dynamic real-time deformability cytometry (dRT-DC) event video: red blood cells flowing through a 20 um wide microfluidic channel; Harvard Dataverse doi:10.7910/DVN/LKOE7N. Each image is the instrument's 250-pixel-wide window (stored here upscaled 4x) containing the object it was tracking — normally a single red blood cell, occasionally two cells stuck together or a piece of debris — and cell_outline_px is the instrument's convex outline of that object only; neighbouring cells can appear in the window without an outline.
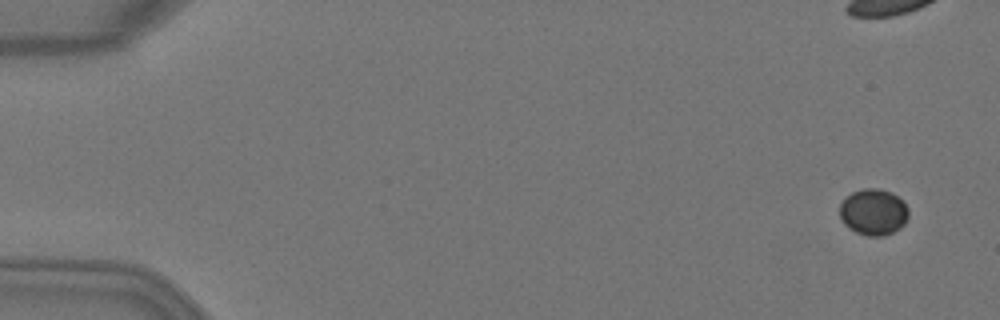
{"species": "Egyptian fruit bat (a non-hibernating species)", "species_latin": "Rousettus aegyptiacus", "temperature_condition": "warm", "stored_images_in_passage": 6, "camera_frame_rate_fps": 3000, "um_per_image_px": 0.085, "animal": {"sex": "female"}, "frame": {"image": 1, "passage_image": 1, "time_ms": 0.0, "image_size_px": [1000, 320], "cell_outline_px": [[908, 216], [904, 224], [900, 228], [884, 236], [868, 236], [856, 232], [848, 228], [840, 220], [840, 204], [852, 192], [864, 188], [880, 188], [892, 192], [904, 200], [908, 208]], "centroid_in_image_um": [74.26, 18.01], "position_along_channel_um": 10.7, "area_um2": 18.79}}